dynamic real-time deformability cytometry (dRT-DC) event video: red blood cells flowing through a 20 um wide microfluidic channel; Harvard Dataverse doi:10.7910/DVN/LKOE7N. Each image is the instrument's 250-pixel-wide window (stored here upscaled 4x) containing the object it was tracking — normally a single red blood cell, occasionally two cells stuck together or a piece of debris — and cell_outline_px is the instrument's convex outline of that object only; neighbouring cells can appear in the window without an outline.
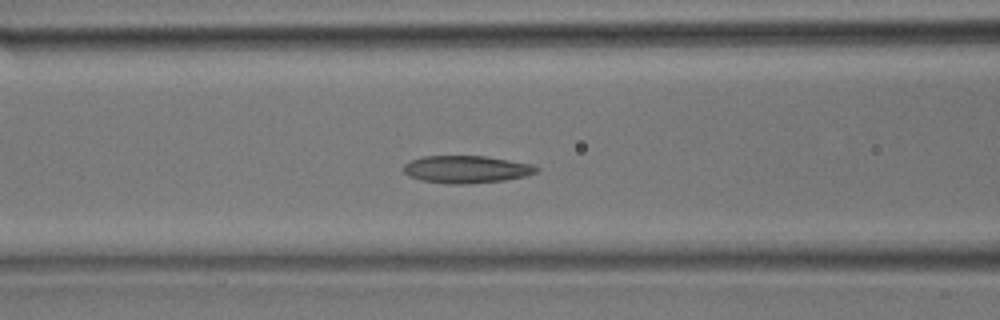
{"species": "common noctule bat (a hibernating species)", "species_latin": "Nyctalus noctula", "temperature_condition": "room temperature", "stored_images_in_passage": 26, "camera_frame_rate_fps": 3000, "um_per_image_px": 0.085, "animal": {"sex": "male", "body_mass_g": 17.9}, "frame": {"image": 1, "passage_image": 12, "time_ms": 3.667, "image_size_px": [1000, 320], "cell_outline_px": [[540, 168], [536, 172], [528, 176], [504, 180], [468, 184], [448, 184], [420, 180], [408, 176], [404, 172], [404, 164], [412, 160], [424, 156], [488, 156], [532, 164]], "centroid_in_image_um": [39.66, 14.4], "position_along_channel_um": 126.9, "area_um2": 21.39}}
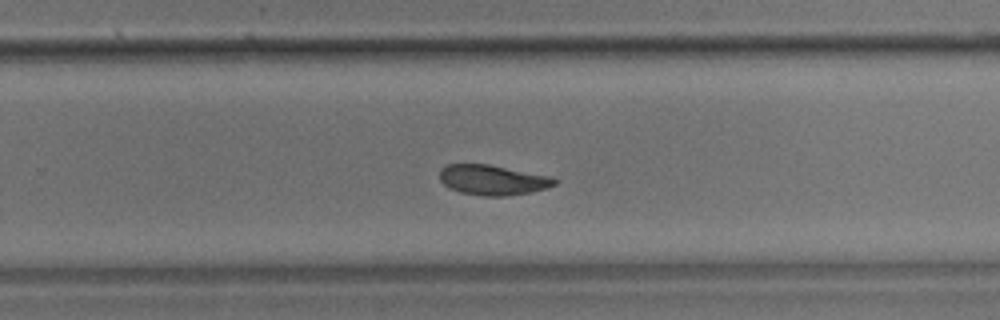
{"frame": {"image": 2, "passage_image": 20, "time_ms": 6.333, "image_size_px": [1000, 320], "cell_outline_px": [[560, 180], [556, 184], [548, 188], [528, 192], [504, 196], [484, 196], [460, 192], [448, 188], [440, 180], [440, 168], [448, 164], [488, 164], [552, 176]], "centroid_in_image_um": [41.9, 15.29], "position_along_channel_um": 287.9, "area_um2": 20.29}}
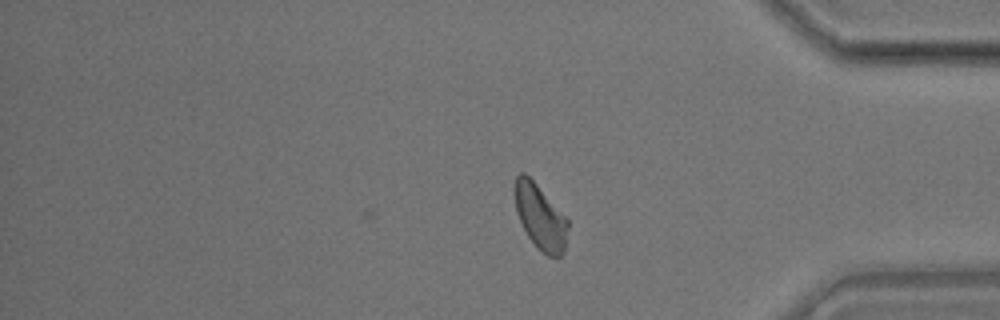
{"frame": {"image": 3, "passage_image": 26, "time_ms": 8.333, "image_size_px": [1000, 320], "cell_outline_px": [[568, 228], [564, 252], [560, 256], [548, 256], [536, 248], [528, 236], [516, 212], [512, 192], [512, 188], [516, 176], [520, 172], [524, 172], [536, 184], [568, 220]], "centroid_in_image_um": [45.87, 18.42], "position_along_channel_um": 389.3, "area_um2": 20.17}}